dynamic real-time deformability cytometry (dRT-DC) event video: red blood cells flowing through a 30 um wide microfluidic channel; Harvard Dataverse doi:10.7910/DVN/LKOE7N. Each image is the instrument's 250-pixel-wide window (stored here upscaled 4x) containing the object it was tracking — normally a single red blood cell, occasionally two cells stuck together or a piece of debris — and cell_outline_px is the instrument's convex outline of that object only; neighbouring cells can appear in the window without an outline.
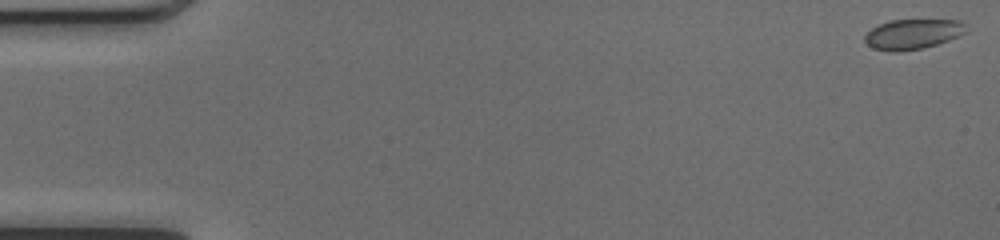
{"species": "common noctule bat (a hibernating species)", "species_latin": "Nyctalus noctula", "temperature_condition": "cold", "stored_images_in_passage": 51, "camera_frame_rate_fps": 3000, "um_per_image_px": 0.085, "animal": {"sex": "female", "body_mass_g": 17.0, "forearm_length_mm": 48.0}, "frame": {"image": 1, "passage_image": 1, "time_ms": 0.0, "image_size_px": [1000, 240], "cell_outline_px": [[968, 32], [960, 36], [924, 48], [896, 52], [888, 52], [872, 48], [864, 40], [864, 36], [872, 28], [880, 24], [892, 20], [960, 20], [964, 24]], "centroid_in_image_um": [77.59, 2.91], "position_along_channel_um": 7.4, "area_um2": 17.8}}
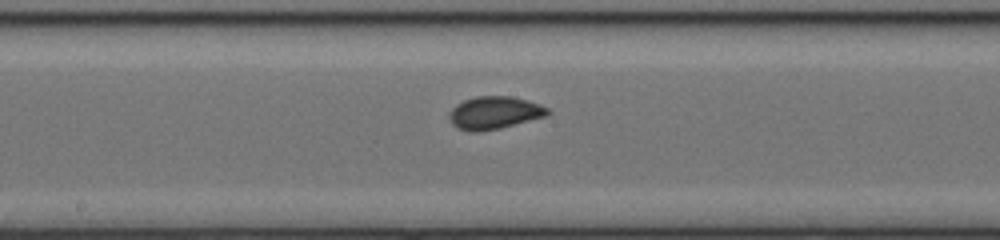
{"frame": {"image": 2, "passage_image": 27, "time_ms": 8.667, "image_size_px": [1000, 240], "cell_outline_px": [[552, 112], [548, 116], [500, 128], [476, 132], [468, 132], [452, 124], [448, 116], [448, 112], [456, 104], [464, 100], [476, 96], [512, 96], [528, 100], [540, 104], [548, 108]], "centroid_in_image_um": [42.04, 9.58], "position_along_channel_um": 206.2, "area_um2": 18.96}}
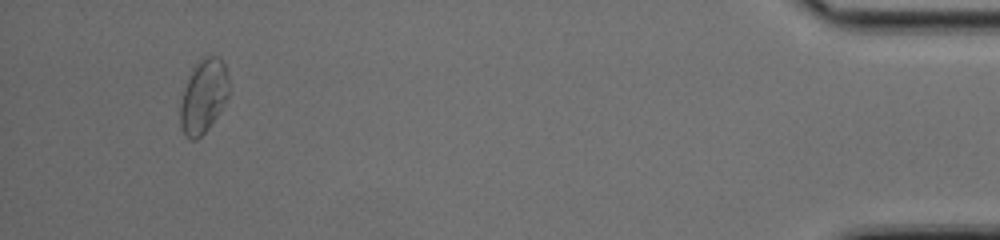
{"frame": {"image": 3, "passage_image": 48, "time_ms": 15.667, "image_size_px": [1000, 240], "cell_outline_px": [[228, 96], [216, 116], [208, 128], [196, 140], [188, 140], [184, 136], [180, 128], [180, 104], [184, 88], [192, 68], [196, 60], [204, 56], [220, 56], [224, 64], [228, 76]], "centroid_in_image_um": [17.26, 8.16], "position_along_channel_um": 417.9, "area_um2": 21.04}, "authors_computed_cell_mechanics": {"area_um2": 18.3226, "velocity_mm_per_s": 4.0977, "shape_relaxation_time_tau1_ms": 5.6872, "shape_relaxation_time_tau2_ms": null, "deformation_change_tau1": 0.081, "deformation_change_tau2": null}}